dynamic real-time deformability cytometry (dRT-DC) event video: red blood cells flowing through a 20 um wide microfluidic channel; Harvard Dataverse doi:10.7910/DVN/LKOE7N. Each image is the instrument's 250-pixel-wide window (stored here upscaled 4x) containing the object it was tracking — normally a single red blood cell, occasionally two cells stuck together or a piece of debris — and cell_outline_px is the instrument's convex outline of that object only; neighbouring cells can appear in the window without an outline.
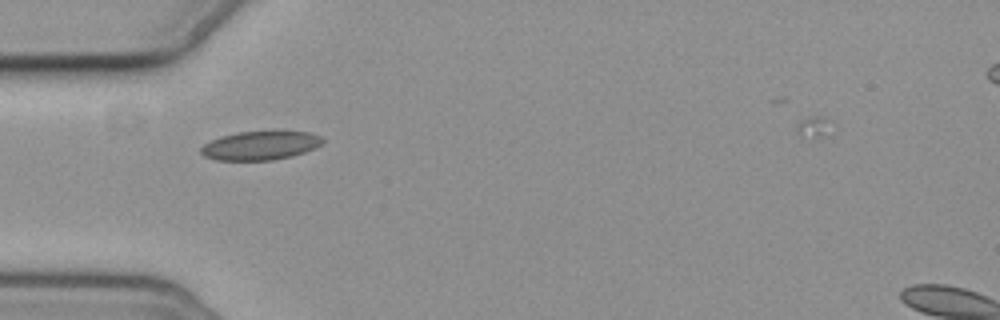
{"species": "common noctule bat (a hibernating species)", "species_latin": "Nyctalus noctula", "temperature_condition": "cold", "stored_images_in_passage": 2, "camera_frame_rate_fps": 3000, "um_per_image_px": 0.085, "animal": {"sex": "female", "body_mass_g": 19.3, "forearm_length_mm": 54.1}, "frame": {"image": 1, "passage_image": 1, "time_ms": 0.0, "image_size_px": [1000, 320], "cell_outline_px": [[324, 144], [316, 148], [292, 156], [272, 160], [216, 160], [204, 156], [200, 152], [200, 148], [204, 144], [220, 136], [240, 132], [312, 132], [320, 136], [324, 140]], "centroid_in_image_um": [22.15, 12.38], "position_along_channel_um": 62.9, "area_um2": 20.35}}
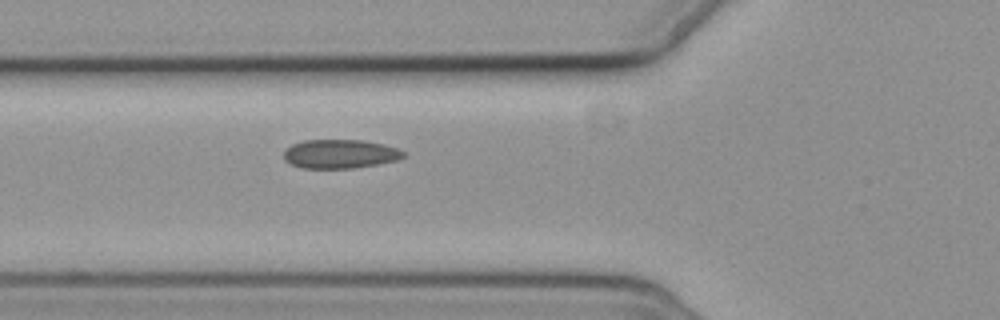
{"frame": {"image": 2, "passage_image": 2, "time_ms": 1.0, "image_size_px": [1000, 320], "cell_outline_px": [[408, 156], [396, 160], [376, 164], [352, 168], [300, 168], [284, 160], [284, 152], [292, 144], [304, 140], [364, 140], [384, 144], [396, 148], [404, 152]], "centroid_in_image_um": [28.91, 13.08], "position_along_channel_um": 96.9, "area_um2": 20.11}}